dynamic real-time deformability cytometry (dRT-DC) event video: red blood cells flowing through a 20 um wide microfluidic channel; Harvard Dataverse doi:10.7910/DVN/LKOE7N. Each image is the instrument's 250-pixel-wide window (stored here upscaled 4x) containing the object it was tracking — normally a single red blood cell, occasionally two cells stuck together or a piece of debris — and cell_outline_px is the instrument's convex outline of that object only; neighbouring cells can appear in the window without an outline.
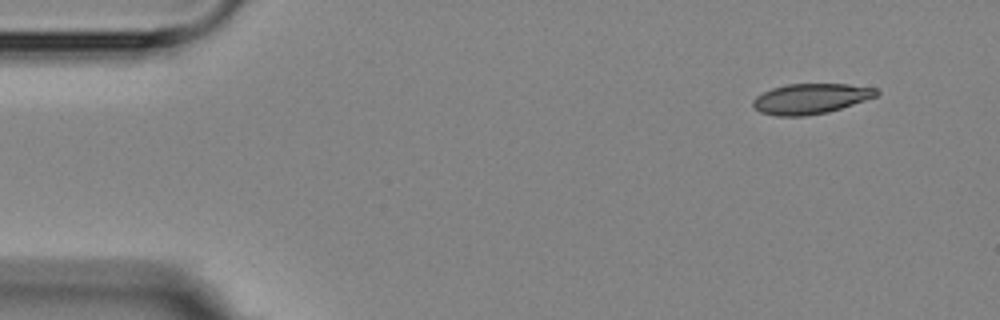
{"species": "Egyptian fruit bat (a non-hibernating species)", "species_latin": "Rousettus aegyptiacus", "temperature_condition": "room temperature", "stored_images_in_passage": 4, "camera_frame_rate_fps": 3000, "um_per_image_px": 0.085, "animal": {"sex": "female"}, "frame": {"image": 1, "passage_image": 1, "time_ms": 0.0, "image_size_px": [1000, 320], "cell_outline_px": [[880, 92], [876, 96], [828, 112], [804, 116], [776, 116], [760, 112], [752, 104], [752, 100], [756, 96], [772, 88], [788, 84], [848, 84], [876, 88]], "centroid_in_image_um": [68.88, 8.39], "position_along_channel_um": 16.1, "area_um2": 21.62}}
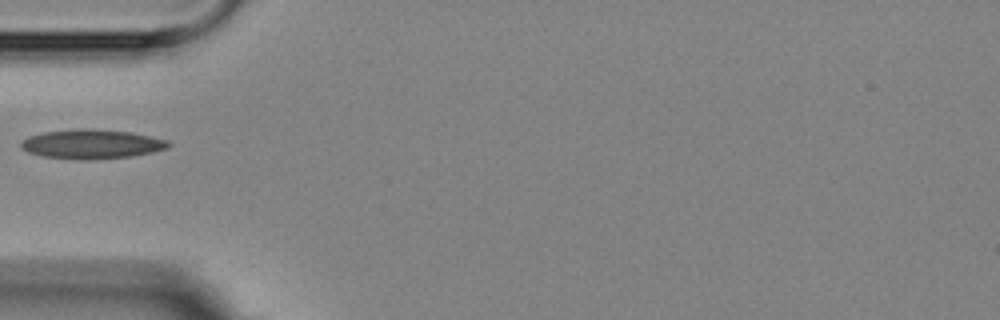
{"frame": {"image": 2, "passage_image": 4, "time_ms": 4.333, "image_size_px": [1000, 320], "cell_outline_px": [[172, 144], [168, 148], [152, 152], [132, 156], [88, 160], [80, 160], [44, 156], [28, 152], [20, 148], [20, 144], [28, 136], [44, 132], [76, 128], [84, 128], [132, 132], [168, 140]], "centroid_in_image_um": [7.81, 12.24], "position_along_channel_um": 77.2, "area_um2": 25.26}}